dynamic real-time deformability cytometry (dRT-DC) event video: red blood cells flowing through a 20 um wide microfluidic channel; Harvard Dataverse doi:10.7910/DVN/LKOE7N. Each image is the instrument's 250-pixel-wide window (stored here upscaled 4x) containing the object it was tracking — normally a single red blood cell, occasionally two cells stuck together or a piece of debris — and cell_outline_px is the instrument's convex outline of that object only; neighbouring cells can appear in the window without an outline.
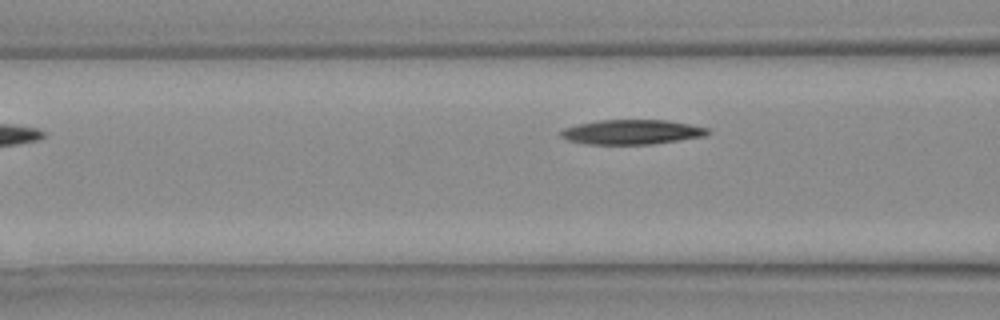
{"species": "Egyptian fruit bat (a non-hibernating species)", "species_latin": "Rousettus aegyptiacus", "temperature_condition": "warm", "stored_images_in_passage": 5, "camera_frame_rate_fps": 3000, "um_per_image_px": 0.085, "animal": {"sex": "female"}, "frame": {"image": 1, "passage_image": 4, "time_ms": 1.0, "image_size_px": [1000, 320], "cell_outline_px": [[712, 132], [704, 136], [652, 144], [588, 144], [568, 140], [560, 136], [560, 132], [564, 128], [576, 124], [600, 120], [664, 120], [688, 124], [708, 128]], "centroid_in_image_um": [53.69, 11.22], "position_along_channel_um": 112.9, "area_um2": 20.98}}
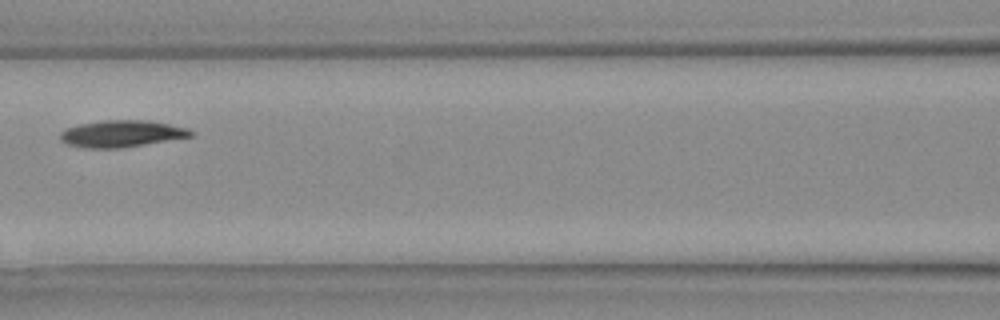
{"frame": {"image": 2, "passage_image": 5, "time_ms": 1.333, "image_size_px": [1000, 320], "cell_outline_px": [[196, 132], [192, 136], [120, 148], [84, 148], [64, 144], [60, 140], [60, 132], [64, 128], [80, 124], [104, 120], [148, 120], [188, 128]], "centroid_in_image_um": [10.29, 11.36], "position_along_channel_um": 156.3, "area_um2": 20.46}}